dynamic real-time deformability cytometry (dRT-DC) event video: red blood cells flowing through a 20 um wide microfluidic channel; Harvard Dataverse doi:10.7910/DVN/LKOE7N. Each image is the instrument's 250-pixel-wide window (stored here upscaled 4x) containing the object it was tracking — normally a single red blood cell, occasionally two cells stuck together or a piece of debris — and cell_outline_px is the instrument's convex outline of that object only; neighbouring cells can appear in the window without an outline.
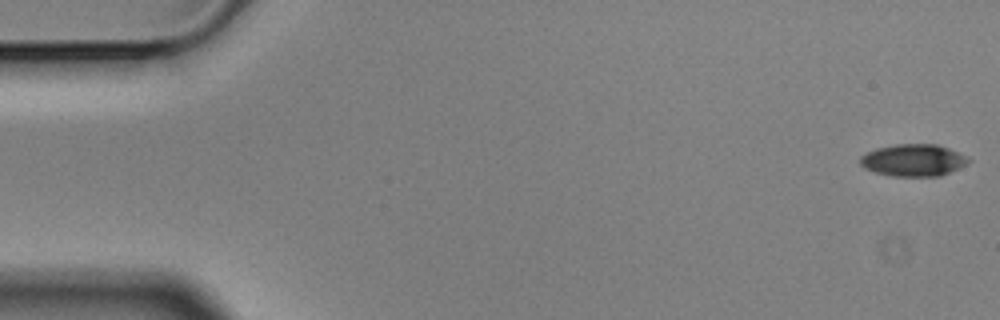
{"species": "Egyptian fruit bat (a non-hibernating species)", "species_latin": "Rousettus aegyptiacus", "temperature_condition": "cold", "stored_images_in_passage": 6, "camera_frame_rate_fps": 3000, "um_per_image_px": 0.085, "animal": {"sex": "male"}, "frame": {"image": 1, "passage_image": 1, "time_ms": 0.0, "image_size_px": [1000, 320], "cell_outline_px": [[972, 160], [940, 176], [892, 176], [876, 172], [864, 168], [860, 164], [860, 156], [876, 148], [896, 144], [936, 144], [948, 148]], "centroid_in_image_um": [77.58, 13.61], "position_along_channel_um": 7.4, "area_um2": 19.88}}
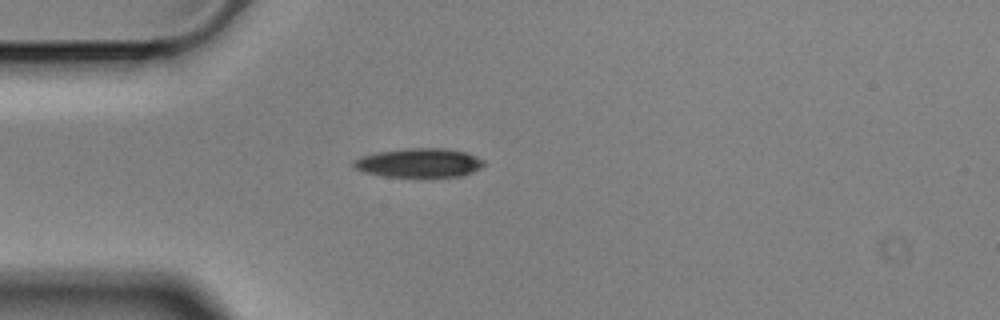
{"frame": {"image": 2, "passage_image": 5, "time_ms": 1.333, "image_size_px": [1000, 320], "cell_outline_px": [[484, 164], [480, 168], [472, 172], [460, 176], [384, 176], [364, 172], [356, 168], [352, 164], [352, 160], [360, 156], [376, 152], [408, 148], [444, 148], [464, 152], [476, 156], [484, 160]], "centroid_in_image_um": [35.59, 13.83], "position_along_channel_um": 49.4, "area_um2": 21.85}}